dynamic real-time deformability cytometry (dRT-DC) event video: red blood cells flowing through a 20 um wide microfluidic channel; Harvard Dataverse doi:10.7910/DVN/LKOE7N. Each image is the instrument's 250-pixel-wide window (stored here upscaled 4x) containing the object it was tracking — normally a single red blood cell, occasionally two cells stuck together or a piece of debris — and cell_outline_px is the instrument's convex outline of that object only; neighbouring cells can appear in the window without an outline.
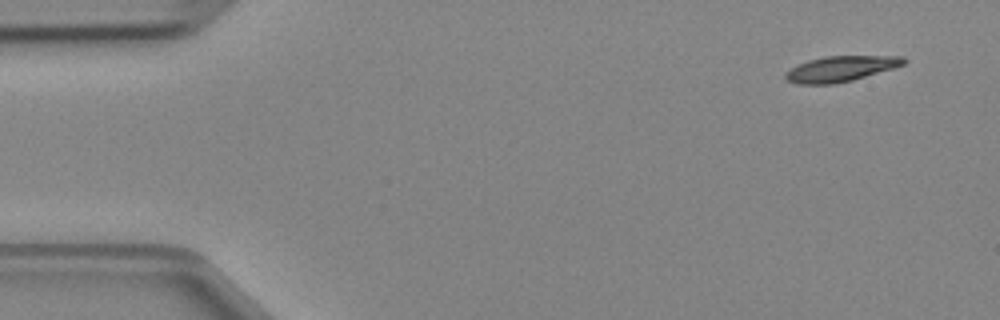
{"species": "Egyptian fruit bat (a non-hibernating species)", "species_latin": "Rousettus aegyptiacus", "temperature_condition": "cold", "stored_images_in_passage": 3, "camera_frame_rate_fps": 3000, "um_per_image_px": 0.085, "animal": {"sex": "female"}, "frame": {"image": 1, "passage_image": 1, "time_ms": 0.0, "image_size_px": [1000, 320], "cell_outline_px": [[908, 60], [904, 64], [892, 68], [852, 80], [832, 84], [796, 84], [784, 80], [784, 72], [808, 60], [824, 56], [904, 56]], "centroid_in_image_um": [71.42, 5.85], "position_along_channel_um": 13.6, "area_um2": 17.51}}
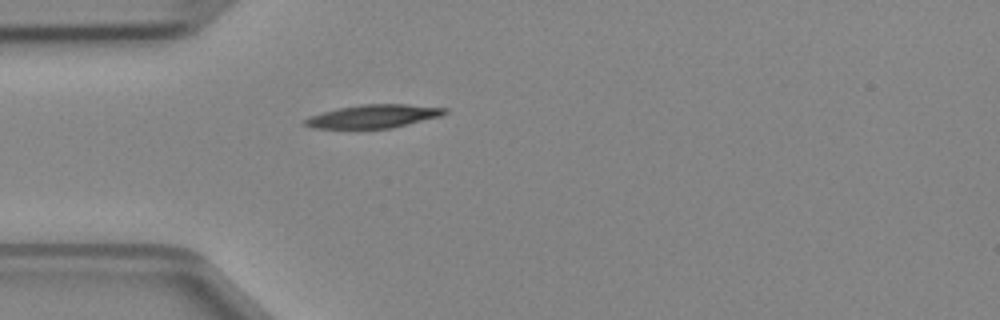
{"frame": {"image": 2, "passage_image": 3, "time_ms": 0.667, "image_size_px": [1000, 320], "cell_outline_px": [[448, 112], [440, 116], [392, 128], [312, 128], [304, 124], [304, 120], [308, 116], [336, 108], [360, 104], [408, 104], [448, 108]], "centroid_in_image_um": [31.74, 9.87], "position_along_channel_um": 53.3, "area_um2": 19.02}}